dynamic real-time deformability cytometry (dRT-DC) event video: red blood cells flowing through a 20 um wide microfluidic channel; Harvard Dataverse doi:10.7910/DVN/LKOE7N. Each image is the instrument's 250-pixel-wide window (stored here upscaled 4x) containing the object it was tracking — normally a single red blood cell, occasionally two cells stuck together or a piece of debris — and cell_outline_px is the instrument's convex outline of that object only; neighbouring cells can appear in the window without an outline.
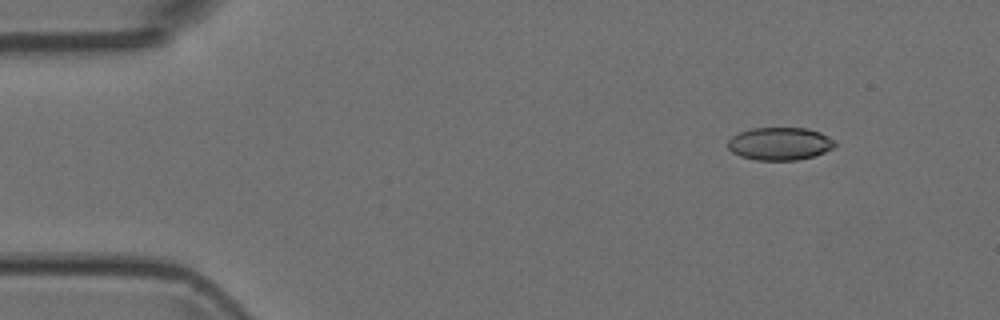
{"species": "Egyptian fruit bat (a non-hibernating species)", "species_latin": "Rousettus aegyptiacus", "temperature_condition": "room temperature", "stored_images_in_passage": 6, "camera_frame_rate_fps": 3000, "um_per_image_px": 0.085, "animal": {"sex": "female"}, "frame": {"image": 1, "passage_image": 1, "time_ms": 0.0, "image_size_px": [1000, 320], "cell_outline_px": [[836, 144], [832, 148], [824, 152], [812, 156], [796, 160], [756, 160], [740, 156], [732, 152], [728, 148], [728, 140], [732, 136], [740, 132], [752, 128], [808, 128], [820, 132], [828, 136]], "centroid_in_image_um": [66.26, 12.21], "position_along_channel_um": 18.7, "area_um2": 20.35}}
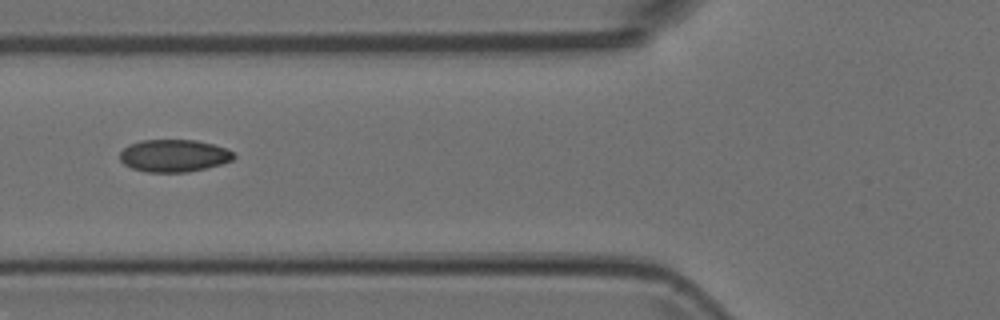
{"frame": {"image": 2, "passage_image": 5, "time_ms": 1.333, "image_size_px": [1000, 320], "cell_outline_px": [[236, 156], [232, 160], [220, 164], [188, 172], [148, 172], [132, 168], [124, 164], [120, 160], [120, 152], [128, 144], [140, 140], [196, 140], [212, 144], [224, 148], [232, 152]], "centroid_in_image_um": [14.75, 13.23], "position_along_channel_um": 111.1, "area_um2": 21.39}}
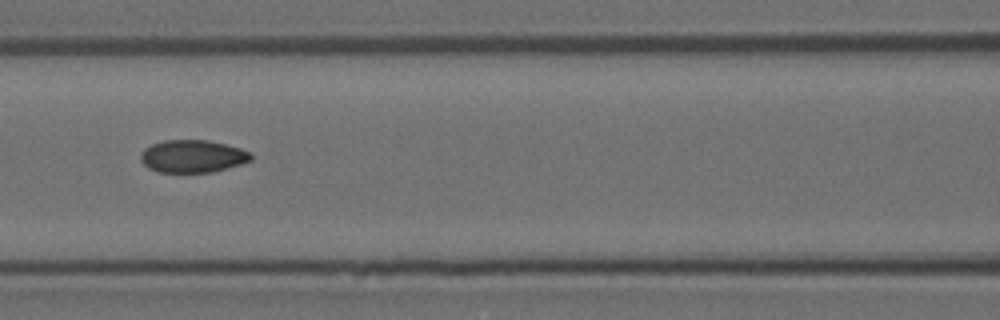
{"frame": {"image": 3, "passage_image": 6, "time_ms": 1.667, "image_size_px": [1000, 320], "cell_outline_px": [[252, 160], [240, 164], [212, 172], [160, 172], [148, 168], [140, 160], [140, 156], [144, 148], [152, 144], [164, 140], [208, 140], [240, 148], [248, 152], [252, 156]], "centroid_in_image_um": [16.34, 13.28], "position_along_channel_um": 150.3, "area_um2": 20.81}}